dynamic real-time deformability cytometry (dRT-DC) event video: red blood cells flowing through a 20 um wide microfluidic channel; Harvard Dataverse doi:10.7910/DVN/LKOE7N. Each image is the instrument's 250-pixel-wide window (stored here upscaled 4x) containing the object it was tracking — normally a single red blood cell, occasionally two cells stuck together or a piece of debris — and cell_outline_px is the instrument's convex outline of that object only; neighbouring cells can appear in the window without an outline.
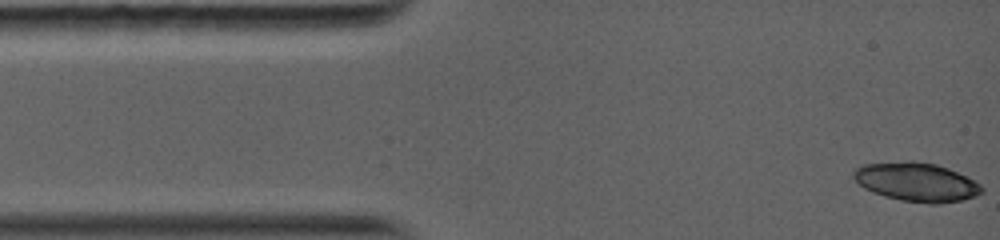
{"species": "common noctule bat (a hibernating species)", "species_latin": "Nyctalus noctula", "temperature_condition": "warm", "stored_images_in_passage": 6, "camera_frame_rate_fps": 5000, "um_per_image_px": 0.085, "animal": {"sex": "female", "body_mass_g": 19.0, "forearm_length_mm": 56.7}, "frame": {"image": 1, "passage_image": 1, "time_ms": 0.0, "image_size_px": [1000, 240], "cell_outline_px": [[984, 192], [976, 196], [960, 200], [940, 204], [928, 204], [900, 200], [884, 196], [872, 192], [864, 188], [852, 176], [852, 172], [856, 168], [864, 164], [912, 160], [936, 164], [948, 168], [980, 184], [984, 188]], "centroid_in_image_um": [77.89, 15.47], "position_along_channel_um": 7.1, "area_um2": 29.07}}